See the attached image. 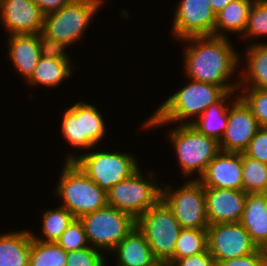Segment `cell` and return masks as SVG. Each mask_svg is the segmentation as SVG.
Listing matches in <instances>:
<instances>
[{"label": "cell", "mask_w": 267, "mask_h": 266, "mask_svg": "<svg viewBox=\"0 0 267 266\" xmlns=\"http://www.w3.org/2000/svg\"><path fill=\"white\" fill-rule=\"evenodd\" d=\"M243 153L267 164V127H260Z\"/></svg>", "instance_id": "cell-36"}, {"label": "cell", "mask_w": 267, "mask_h": 266, "mask_svg": "<svg viewBox=\"0 0 267 266\" xmlns=\"http://www.w3.org/2000/svg\"><path fill=\"white\" fill-rule=\"evenodd\" d=\"M140 171L139 168L107 191L108 205L130 214L135 220L161 200L162 187L154 182L155 176L151 172L149 178H144Z\"/></svg>", "instance_id": "cell-8"}, {"label": "cell", "mask_w": 267, "mask_h": 266, "mask_svg": "<svg viewBox=\"0 0 267 266\" xmlns=\"http://www.w3.org/2000/svg\"><path fill=\"white\" fill-rule=\"evenodd\" d=\"M105 258L102 251L88 246L67 252L66 266H105Z\"/></svg>", "instance_id": "cell-34"}, {"label": "cell", "mask_w": 267, "mask_h": 266, "mask_svg": "<svg viewBox=\"0 0 267 266\" xmlns=\"http://www.w3.org/2000/svg\"><path fill=\"white\" fill-rule=\"evenodd\" d=\"M79 219L90 246L110 253L136 226V220L130 214L109 205Z\"/></svg>", "instance_id": "cell-9"}, {"label": "cell", "mask_w": 267, "mask_h": 266, "mask_svg": "<svg viewBox=\"0 0 267 266\" xmlns=\"http://www.w3.org/2000/svg\"><path fill=\"white\" fill-rule=\"evenodd\" d=\"M31 238L26 230L0 234V266H28Z\"/></svg>", "instance_id": "cell-20"}, {"label": "cell", "mask_w": 267, "mask_h": 266, "mask_svg": "<svg viewBox=\"0 0 267 266\" xmlns=\"http://www.w3.org/2000/svg\"><path fill=\"white\" fill-rule=\"evenodd\" d=\"M80 117L81 137H88L95 145L104 138L106 125L97 107L85 102H77L69 107Z\"/></svg>", "instance_id": "cell-25"}, {"label": "cell", "mask_w": 267, "mask_h": 266, "mask_svg": "<svg viewBox=\"0 0 267 266\" xmlns=\"http://www.w3.org/2000/svg\"><path fill=\"white\" fill-rule=\"evenodd\" d=\"M245 54L247 67L245 73L242 71L238 87L267 89V44L252 43Z\"/></svg>", "instance_id": "cell-21"}, {"label": "cell", "mask_w": 267, "mask_h": 266, "mask_svg": "<svg viewBox=\"0 0 267 266\" xmlns=\"http://www.w3.org/2000/svg\"><path fill=\"white\" fill-rule=\"evenodd\" d=\"M67 252L57 242L31 238L28 266H66Z\"/></svg>", "instance_id": "cell-28"}, {"label": "cell", "mask_w": 267, "mask_h": 266, "mask_svg": "<svg viewBox=\"0 0 267 266\" xmlns=\"http://www.w3.org/2000/svg\"><path fill=\"white\" fill-rule=\"evenodd\" d=\"M155 266H170L168 263H157Z\"/></svg>", "instance_id": "cell-41"}, {"label": "cell", "mask_w": 267, "mask_h": 266, "mask_svg": "<svg viewBox=\"0 0 267 266\" xmlns=\"http://www.w3.org/2000/svg\"><path fill=\"white\" fill-rule=\"evenodd\" d=\"M235 91L226 92L217 102L211 104L194 122L191 123L202 134L220 142L223 137L227 121L229 106L225 105ZM227 102V103H226Z\"/></svg>", "instance_id": "cell-22"}, {"label": "cell", "mask_w": 267, "mask_h": 266, "mask_svg": "<svg viewBox=\"0 0 267 266\" xmlns=\"http://www.w3.org/2000/svg\"><path fill=\"white\" fill-rule=\"evenodd\" d=\"M46 15L58 11L63 6L70 3L72 0H33Z\"/></svg>", "instance_id": "cell-39"}, {"label": "cell", "mask_w": 267, "mask_h": 266, "mask_svg": "<svg viewBox=\"0 0 267 266\" xmlns=\"http://www.w3.org/2000/svg\"><path fill=\"white\" fill-rule=\"evenodd\" d=\"M57 243L66 251L72 252L90 246L85 228L80 219L75 218L62 233Z\"/></svg>", "instance_id": "cell-33"}, {"label": "cell", "mask_w": 267, "mask_h": 266, "mask_svg": "<svg viewBox=\"0 0 267 266\" xmlns=\"http://www.w3.org/2000/svg\"><path fill=\"white\" fill-rule=\"evenodd\" d=\"M236 98L230 102L228 121L225 133L219 142L220 150L242 153L256 134L260 125L251 109L236 93Z\"/></svg>", "instance_id": "cell-13"}, {"label": "cell", "mask_w": 267, "mask_h": 266, "mask_svg": "<svg viewBox=\"0 0 267 266\" xmlns=\"http://www.w3.org/2000/svg\"><path fill=\"white\" fill-rule=\"evenodd\" d=\"M254 1L255 0H233L219 11L216 14L214 36L226 37V32L243 34ZM223 31H225V33Z\"/></svg>", "instance_id": "cell-23"}, {"label": "cell", "mask_w": 267, "mask_h": 266, "mask_svg": "<svg viewBox=\"0 0 267 266\" xmlns=\"http://www.w3.org/2000/svg\"><path fill=\"white\" fill-rule=\"evenodd\" d=\"M71 60H53L41 56L32 76L27 80L30 85H42L46 88L57 87L70 77L72 70Z\"/></svg>", "instance_id": "cell-24"}, {"label": "cell", "mask_w": 267, "mask_h": 266, "mask_svg": "<svg viewBox=\"0 0 267 266\" xmlns=\"http://www.w3.org/2000/svg\"><path fill=\"white\" fill-rule=\"evenodd\" d=\"M8 47V59H11L15 70L28 80L41 58L37 34H11Z\"/></svg>", "instance_id": "cell-18"}, {"label": "cell", "mask_w": 267, "mask_h": 266, "mask_svg": "<svg viewBox=\"0 0 267 266\" xmlns=\"http://www.w3.org/2000/svg\"><path fill=\"white\" fill-rule=\"evenodd\" d=\"M173 17L171 33L175 39L214 36L216 14L210 0H181Z\"/></svg>", "instance_id": "cell-12"}, {"label": "cell", "mask_w": 267, "mask_h": 266, "mask_svg": "<svg viewBox=\"0 0 267 266\" xmlns=\"http://www.w3.org/2000/svg\"><path fill=\"white\" fill-rule=\"evenodd\" d=\"M168 134L182 174L187 177L198 172L193 180L203 175L209 162L221 151L217 140L202 134L191 124H179Z\"/></svg>", "instance_id": "cell-4"}, {"label": "cell", "mask_w": 267, "mask_h": 266, "mask_svg": "<svg viewBox=\"0 0 267 266\" xmlns=\"http://www.w3.org/2000/svg\"><path fill=\"white\" fill-rule=\"evenodd\" d=\"M111 252L117 255V266H155L159 263L137 226Z\"/></svg>", "instance_id": "cell-19"}, {"label": "cell", "mask_w": 267, "mask_h": 266, "mask_svg": "<svg viewBox=\"0 0 267 266\" xmlns=\"http://www.w3.org/2000/svg\"><path fill=\"white\" fill-rule=\"evenodd\" d=\"M208 251L216 264L255 252L258 247L240 222L209 225Z\"/></svg>", "instance_id": "cell-11"}, {"label": "cell", "mask_w": 267, "mask_h": 266, "mask_svg": "<svg viewBox=\"0 0 267 266\" xmlns=\"http://www.w3.org/2000/svg\"><path fill=\"white\" fill-rule=\"evenodd\" d=\"M61 132L71 146L76 148L91 149L95 144L88 137H81L80 117L69 107L63 115Z\"/></svg>", "instance_id": "cell-30"}, {"label": "cell", "mask_w": 267, "mask_h": 266, "mask_svg": "<svg viewBox=\"0 0 267 266\" xmlns=\"http://www.w3.org/2000/svg\"><path fill=\"white\" fill-rule=\"evenodd\" d=\"M267 36V0H255L247 19L243 38Z\"/></svg>", "instance_id": "cell-32"}, {"label": "cell", "mask_w": 267, "mask_h": 266, "mask_svg": "<svg viewBox=\"0 0 267 266\" xmlns=\"http://www.w3.org/2000/svg\"><path fill=\"white\" fill-rule=\"evenodd\" d=\"M238 95L251 109L260 127H267V89L240 88Z\"/></svg>", "instance_id": "cell-31"}, {"label": "cell", "mask_w": 267, "mask_h": 266, "mask_svg": "<svg viewBox=\"0 0 267 266\" xmlns=\"http://www.w3.org/2000/svg\"><path fill=\"white\" fill-rule=\"evenodd\" d=\"M170 266H217L215 258L207 252L191 255L177 260H169Z\"/></svg>", "instance_id": "cell-38"}, {"label": "cell", "mask_w": 267, "mask_h": 266, "mask_svg": "<svg viewBox=\"0 0 267 266\" xmlns=\"http://www.w3.org/2000/svg\"><path fill=\"white\" fill-rule=\"evenodd\" d=\"M45 14L33 0H0V19L11 34H37Z\"/></svg>", "instance_id": "cell-14"}, {"label": "cell", "mask_w": 267, "mask_h": 266, "mask_svg": "<svg viewBox=\"0 0 267 266\" xmlns=\"http://www.w3.org/2000/svg\"><path fill=\"white\" fill-rule=\"evenodd\" d=\"M242 153L220 151L198 181L204 187L243 190Z\"/></svg>", "instance_id": "cell-15"}, {"label": "cell", "mask_w": 267, "mask_h": 266, "mask_svg": "<svg viewBox=\"0 0 267 266\" xmlns=\"http://www.w3.org/2000/svg\"><path fill=\"white\" fill-rule=\"evenodd\" d=\"M253 243L267 251V194L247 193L244 211L239 221Z\"/></svg>", "instance_id": "cell-17"}, {"label": "cell", "mask_w": 267, "mask_h": 266, "mask_svg": "<svg viewBox=\"0 0 267 266\" xmlns=\"http://www.w3.org/2000/svg\"><path fill=\"white\" fill-rule=\"evenodd\" d=\"M37 39L39 42L40 54L44 58H49L53 60H69L70 56L65 53V48L68 47L62 42L56 39L50 38L45 35L42 31L37 33Z\"/></svg>", "instance_id": "cell-35"}, {"label": "cell", "mask_w": 267, "mask_h": 266, "mask_svg": "<svg viewBox=\"0 0 267 266\" xmlns=\"http://www.w3.org/2000/svg\"><path fill=\"white\" fill-rule=\"evenodd\" d=\"M217 266H267V251L258 248L251 254L219 262Z\"/></svg>", "instance_id": "cell-37"}, {"label": "cell", "mask_w": 267, "mask_h": 266, "mask_svg": "<svg viewBox=\"0 0 267 266\" xmlns=\"http://www.w3.org/2000/svg\"><path fill=\"white\" fill-rule=\"evenodd\" d=\"M136 226L144 234L154 258L167 263L173 257L182 229L168 206L160 200L136 220Z\"/></svg>", "instance_id": "cell-6"}, {"label": "cell", "mask_w": 267, "mask_h": 266, "mask_svg": "<svg viewBox=\"0 0 267 266\" xmlns=\"http://www.w3.org/2000/svg\"><path fill=\"white\" fill-rule=\"evenodd\" d=\"M242 165L243 191L246 193H267V164L242 152Z\"/></svg>", "instance_id": "cell-29"}, {"label": "cell", "mask_w": 267, "mask_h": 266, "mask_svg": "<svg viewBox=\"0 0 267 266\" xmlns=\"http://www.w3.org/2000/svg\"><path fill=\"white\" fill-rule=\"evenodd\" d=\"M225 93L226 91L219 85L190 79L186 86L164 101L142 126L149 129L166 123L169 125L171 122L191 124ZM191 118L193 120L189 121Z\"/></svg>", "instance_id": "cell-2"}, {"label": "cell", "mask_w": 267, "mask_h": 266, "mask_svg": "<svg viewBox=\"0 0 267 266\" xmlns=\"http://www.w3.org/2000/svg\"><path fill=\"white\" fill-rule=\"evenodd\" d=\"M56 194L63 199L61 207L75 218L108 205L107 192L92 181L74 161H65Z\"/></svg>", "instance_id": "cell-3"}, {"label": "cell", "mask_w": 267, "mask_h": 266, "mask_svg": "<svg viewBox=\"0 0 267 266\" xmlns=\"http://www.w3.org/2000/svg\"><path fill=\"white\" fill-rule=\"evenodd\" d=\"M233 0H210L212 10L217 14Z\"/></svg>", "instance_id": "cell-40"}, {"label": "cell", "mask_w": 267, "mask_h": 266, "mask_svg": "<svg viewBox=\"0 0 267 266\" xmlns=\"http://www.w3.org/2000/svg\"><path fill=\"white\" fill-rule=\"evenodd\" d=\"M66 161H74L83 172L106 192L139 169L134 155L108 151H93L80 155L69 154Z\"/></svg>", "instance_id": "cell-5"}, {"label": "cell", "mask_w": 267, "mask_h": 266, "mask_svg": "<svg viewBox=\"0 0 267 266\" xmlns=\"http://www.w3.org/2000/svg\"><path fill=\"white\" fill-rule=\"evenodd\" d=\"M207 251V229L182 228L176 241L173 257L170 260L182 259Z\"/></svg>", "instance_id": "cell-27"}, {"label": "cell", "mask_w": 267, "mask_h": 266, "mask_svg": "<svg viewBox=\"0 0 267 266\" xmlns=\"http://www.w3.org/2000/svg\"><path fill=\"white\" fill-rule=\"evenodd\" d=\"M163 188L161 200L173 212L182 228H208L205 187L198 180L190 179L178 189L171 185H166Z\"/></svg>", "instance_id": "cell-10"}, {"label": "cell", "mask_w": 267, "mask_h": 266, "mask_svg": "<svg viewBox=\"0 0 267 266\" xmlns=\"http://www.w3.org/2000/svg\"><path fill=\"white\" fill-rule=\"evenodd\" d=\"M42 220V238L36 237L32 232L31 236L40 242H57L62 233L72 223L75 217L65 208L59 206L56 209L46 210ZM45 237V238H44Z\"/></svg>", "instance_id": "cell-26"}, {"label": "cell", "mask_w": 267, "mask_h": 266, "mask_svg": "<svg viewBox=\"0 0 267 266\" xmlns=\"http://www.w3.org/2000/svg\"><path fill=\"white\" fill-rule=\"evenodd\" d=\"M180 41L188 43L184 69L190 79L219 85L226 92L239 90V83H227L240 62L239 53L227 37L192 36Z\"/></svg>", "instance_id": "cell-1"}, {"label": "cell", "mask_w": 267, "mask_h": 266, "mask_svg": "<svg viewBox=\"0 0 267 266\" xmlns=\"http://www.w3.org/2000/svg\"><path fill=\"white\" fill-rule=\"evenodd\" d=\"M247 193L243 190L205 187L206 216L209 225L239 222Z\"/></svg>", "instance_id": "cell-16"}, {"label": "cell", "mask_w": 267, "mask_h": 266, "mask_svg": "<svg viewBox=\"0 0 267 266\" xmlns=\"http://www.w3.org/2000/svg\"><path fill=\"white\" fill-rule=\"evenodd\" d=\"M104 0H72L58 11L45 15L42 32L66 46L78 41Z\"/></svg>", "instance_id": "cell-7"}]
</instances>
